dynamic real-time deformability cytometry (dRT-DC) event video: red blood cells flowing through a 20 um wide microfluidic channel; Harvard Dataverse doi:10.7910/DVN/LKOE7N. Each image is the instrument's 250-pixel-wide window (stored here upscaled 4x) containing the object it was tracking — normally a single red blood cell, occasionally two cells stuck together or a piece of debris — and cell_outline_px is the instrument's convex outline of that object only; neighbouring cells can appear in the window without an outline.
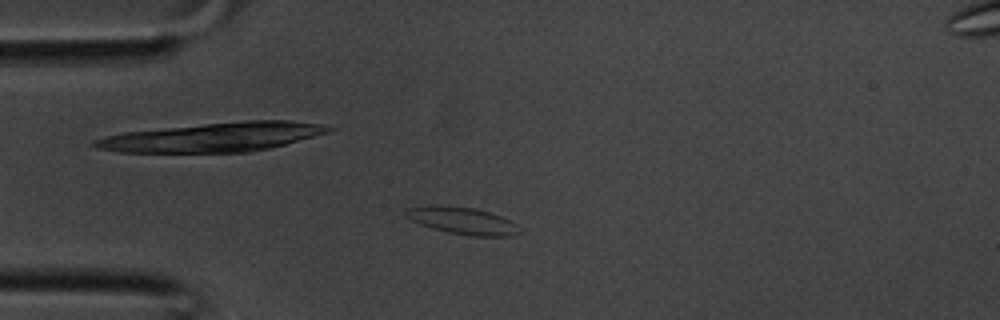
{"species": "common noctule bat (a hibernating species)", "species_latin": "Nyctalus noctula", "temperature_condition": "room temperature", "stored_images_in_passage": 35, "camera_frame_rate_fps": 3000, "um_per_image_px": 0.085, "animal": {"sex": "male", "body_mass_g": 20.1, "forearm_length_mm": 53.5}, "frame": {"image": 1, "passage_image": 7, "time_ms": 2.0, "image_size_px": [1000, 320], "cell_outline_px": [[524, 232], [508, 236], [472, 236], [448, 232], [432, 228], [420, 224], [404, 216], [404, 208], [428, 204], [432, 204], [472, 208], [488, 212], [500, 216], [516, 224]], "centroid_in_image_um": [39.25, 18.75], "position_along_channel_um": 45.7, "area_um2": 18.03}}
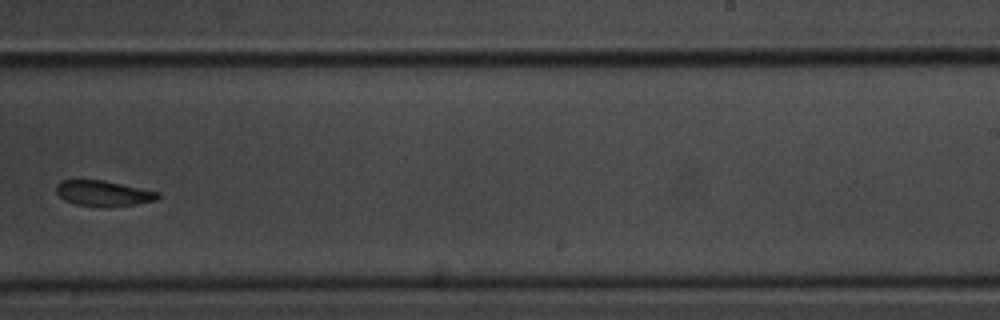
{"frame": {"image": 2, "passage_image": 21, "time_ms": 6.667, "image_size_px": [1000, 320], "cell_outline_px": [[160, 196], [156, 200], [136, 204], [104, 208], [76, 204], [64, 200], [56, 192], [56, 184], [60, 180], [100, 180], [160, 192]], "centroid_in_image_um": [8.77, 16.45], "position_along_channel_um": 280.2, "area_um2": 15.14}}
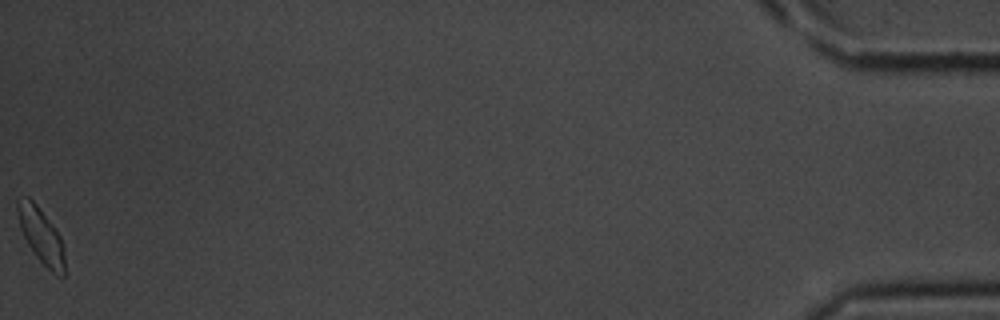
{"frame": {"image": 3, "passage_image": 35, "time_ms": 11.333, "image_size_px": [1000, 320], "cell_outline_px": [[64, 276], [56, 276], [36, 256], [28, 244], [20, 228], [16, 212], [16, 200], [28, 196], [36, 204], [52, 224], [60, 236], [64, 248]], "centroid_in_image_um": [3.48, 20.02], "position_along_channel_um": 431.7, "area_um2": 15.09}}